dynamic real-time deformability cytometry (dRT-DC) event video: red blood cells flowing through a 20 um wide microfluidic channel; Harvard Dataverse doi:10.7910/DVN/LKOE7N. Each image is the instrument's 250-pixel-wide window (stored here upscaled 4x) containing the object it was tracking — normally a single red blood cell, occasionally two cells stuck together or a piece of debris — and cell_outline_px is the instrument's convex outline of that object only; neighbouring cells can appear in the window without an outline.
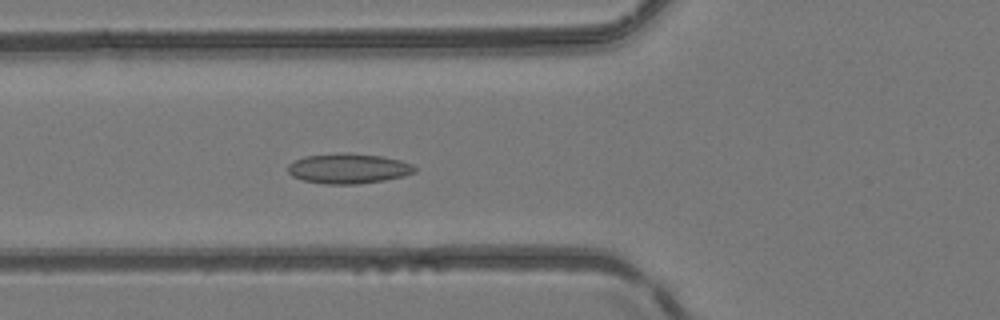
{"species": "common noctule bat (a hibernating species)", "species_latin": "Nyctalus noctula", "temperature_condition": "room temperature", "stored_images_in_passage": 42, "camera_frame_rate_fps": 3000, "um_per_image_px": 0.085, "animal": {"sex": "female", "body_mass_g": 24.6, "forearm_length_mm": 56.2}, "frame": {"image": 1, "passage_image": 14, "time_ms": 4.333, "image_size_px": [1000, 320], "cell_outline_px": [[416, 172], [404, 176], [384, 180], [356, 184], [324, 184], [304, 180], [292, 176], [288, 172], [288, 164], [304, 156], [348, 152], [380, 156], [400, 160], [412, 164], [416, 168]], "centroid_in_image_um": [29.62, 14.32], "position_along_channel_um": 96.2, "area_um2": 22.2}}
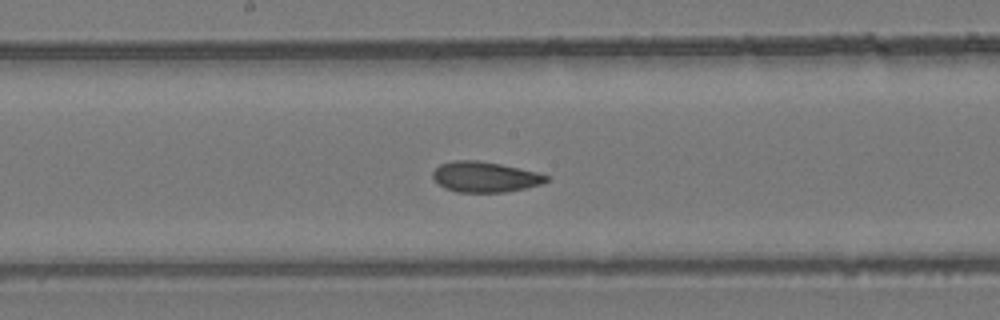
{"frame": {"image": 2, "passage_image": 22, "time_ms": 7.0, "image_size_px": [1000, 320], "cell_outline_px": [[548, 180], [540, 184], [524, 188], [504, 192], [460, 192], [444, 188], [432, 176], [432, 172], [440, 164], [452, 160], [476, 160], [500, 164], [536, 172], [548, 176]], "centroid_in_image_um": [41.18, 15.03], "position_along_channel_um": 207.0, "area_um2": 19.88}}
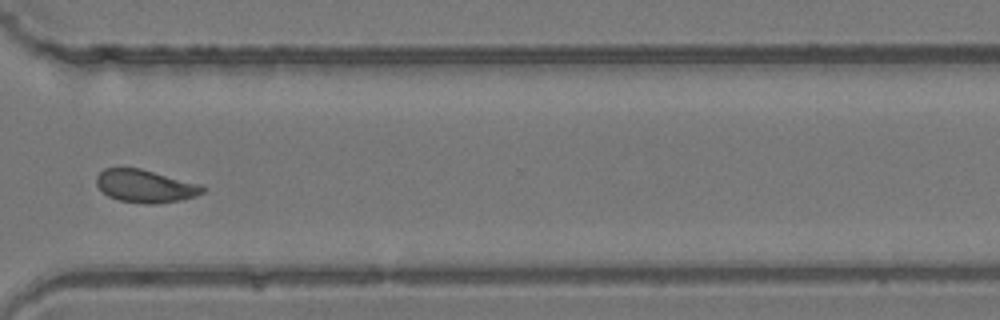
{"frame": {"image": 3, "passage_image": 33, "time_ms": 10.667, "image_size_px": [1000, 320], "cell_outline_px": [[208, 188], [204, 192], [196, 196], [180, 200], [156, 204], [144, 204], [120, 200], [108, 196], [96, 184], [96, 176], [104, 168], [140, 168], [200, 184]], "centroid_in_image_um": [12.37, 15.82], "position_along_channel_um": 358.2, "area_um2": 20.29}, "authors_computed_cell_mechanics": {"area_um2": 20.4034, "velocity_mm_per_s": 4.1281, "shape_relaxation_time_tau1_ms": null, "shape_relaxation_time_tau2_ms": 2.0316, "deformation_change_tau1": null, "deformation_change_tau2": 0.0478}}